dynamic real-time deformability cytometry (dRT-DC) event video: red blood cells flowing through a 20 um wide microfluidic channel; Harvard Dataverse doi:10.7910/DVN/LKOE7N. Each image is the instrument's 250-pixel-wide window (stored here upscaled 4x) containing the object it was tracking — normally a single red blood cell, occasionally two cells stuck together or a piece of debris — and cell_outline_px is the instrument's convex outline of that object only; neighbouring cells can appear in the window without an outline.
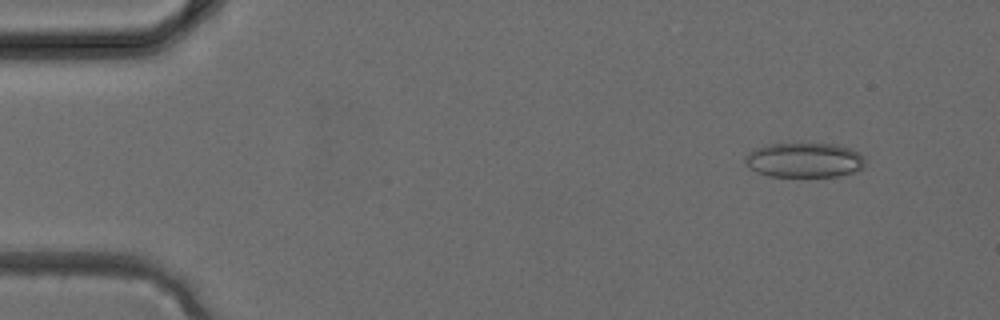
{"species": "common noctule bat (a hibernating species)", "species_latin": "Nyctalus noctula", "temperature_condition": "cold", "stored_images_in_passage": 2, "camera_frame_rate_fps": 3000, "um_per_image_px": 0.085, "animal": {"sex": "female", "body_mass_g": 24.6, "forearm_length_mm": 56.2}, "frame": {"image": 1, "passage_image": 2, "time_ms": 0.333, "image_size_px": [1000, 320], "cell_outline_px": [[864, 168], [856, 172], [840, 176], [768, 176], [756, 172], [744, 160], [744, 156], [756, 148], [768, 144], [836, 144], [860, 152], [864, 156]], "centroid_in_image_um": [68.41, 13.61], "position_along_channel_um": 16.6, "area_um2": 24.28}}